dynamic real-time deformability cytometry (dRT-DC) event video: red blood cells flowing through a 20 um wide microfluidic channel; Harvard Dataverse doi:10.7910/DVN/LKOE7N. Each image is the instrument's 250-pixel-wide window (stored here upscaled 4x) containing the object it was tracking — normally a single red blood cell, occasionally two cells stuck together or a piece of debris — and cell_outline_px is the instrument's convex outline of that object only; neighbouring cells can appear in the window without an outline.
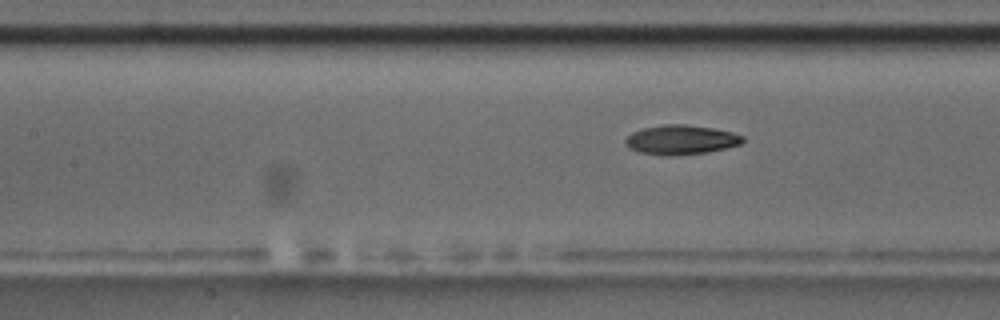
{"species": "common noctule bat (a hibernating species)", "species_latin": "Nyctalus noctula", "temperature_condition": "room temperature", "stored_images_in_passage": 8, "camera_frame_rate_fps": 3000, "um_per_image_px": 0.085, "animal": {"sex": "male", "body_mass_g": 17.5, "forearm_length_mm": 52.3}, "frame": {"image": 1, "passage_image": 8, "time_ms": 10.333, "image_size_px": [1000, 320], "cell_outline_px": [[744, 140], [740, 144], [708, 152], [672, 156], [668, 156], [640, 152], [628, 148], [624, 144], [624, 140], [632, 132], [640, 128], [660, 124], [684, 124], [712, 128], [732, 132], [744, 136]], "centroid_in_image_um": [57.83, 11.87], "position_along_channel_um": 149.6, "area_um2": 20.29}}